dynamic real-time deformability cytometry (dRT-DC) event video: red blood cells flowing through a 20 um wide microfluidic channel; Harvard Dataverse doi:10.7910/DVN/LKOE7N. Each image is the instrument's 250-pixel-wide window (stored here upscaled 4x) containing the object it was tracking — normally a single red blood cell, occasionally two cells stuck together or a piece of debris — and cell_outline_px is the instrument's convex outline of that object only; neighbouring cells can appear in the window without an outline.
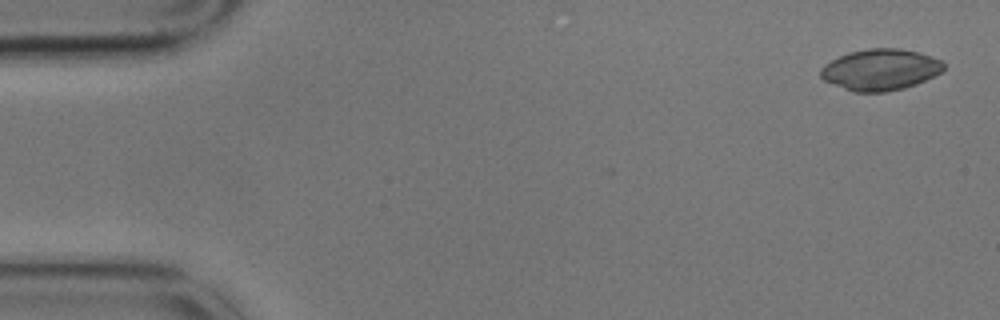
{"species": "common noctule bat (a hibernating species)", "species_latin": "Nyctalus noctula", "temperature_condition": "cold", "stored_images_in_passage": 3, "camera_frame_rate_fps": 3000, "um_per_image_px": 0.085, "animal": {"sex": "male", "body_mass_g": 17.9}, "frame": {"image": 1, "passage_image": 1, "time_ms": 0.0, "image_size_px": [1000, 320], "cell_outline_px": [[944, 68], [940, 72], [916, 84], [904, 88], [884, 92], [856, 92], [844, 88], [824, 80], [820, 76], [820, 68], [832, 60], [848, 52], [868, 48], [900, 48], [920, 52], [940, 60], [944, 64]], "centroid_in_image_um": [74.82, 5.91], "position_along_channel_um": 10.2, "area_um2": 29.36}}